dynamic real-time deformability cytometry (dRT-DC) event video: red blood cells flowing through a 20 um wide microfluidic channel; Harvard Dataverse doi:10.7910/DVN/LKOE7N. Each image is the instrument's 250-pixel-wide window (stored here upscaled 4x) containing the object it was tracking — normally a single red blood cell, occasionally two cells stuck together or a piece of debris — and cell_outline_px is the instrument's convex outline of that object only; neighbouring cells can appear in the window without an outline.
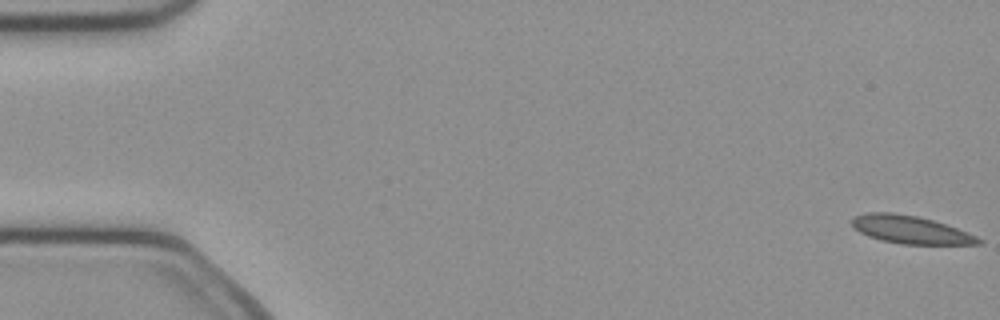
{"species": "common noctule bat (a hibernating species)", "species_latin": "Nyctalus noctula", "temperature_condition": "cold", "stored_images_in_passage": 11, "camera_frame_rate_fps": 3000, "um_per_image_px": 0.085, "animal": {"sex": "female", "body_mass_g": 21.9}, "frame": {"image": 1, "passage_image": 1, "time_ms": 0.0, "image_size_px": [1000, 320], "cell_outline_px": [[984, 244], [904, 244], [880, 240], [868, 236], [860, 232], [852, 224], [852, 220], [856, 216], [868, 212], [892, 212], [916, 216], [932, 220], [968, 232], [984, 240]], "centroid_in_image_um": [77.42, 19.53], "position_along_channel_um": 7.6, "area_um2": 20.35}}